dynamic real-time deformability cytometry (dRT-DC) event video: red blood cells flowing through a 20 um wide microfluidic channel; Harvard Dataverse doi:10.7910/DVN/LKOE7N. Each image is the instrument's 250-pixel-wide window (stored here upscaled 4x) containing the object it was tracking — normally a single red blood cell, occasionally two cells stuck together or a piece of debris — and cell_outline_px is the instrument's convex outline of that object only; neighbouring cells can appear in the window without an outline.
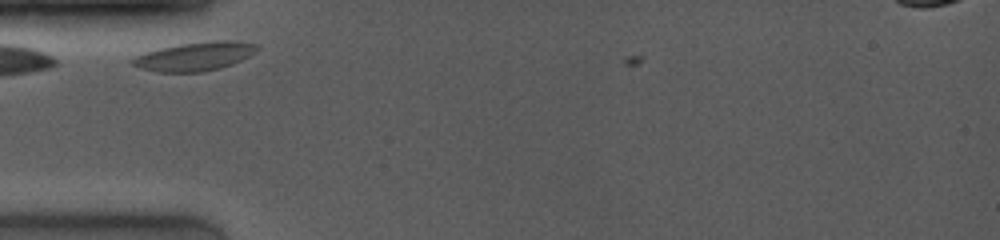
{"species": "common noctule bat (a hibernating species)", "species_latin": "Nyctalus noctula", "temperature_condition": "room temperature", "stored_images_in_passage": 7, "camera_frame_rate_fps": 4000, "um_per_image_px": 0.085, "animal": {"sex": "female", "body_mass_g": 19.0, "forearm_length_mm": 53.3}, "frame": {"image": 1, "passage_image": 5, "time_ms": 2.25, "image_size_px": [1000, 240], "cell_outline_px": [[260, 48], [256, 52], [232, 64], [220, 68], [204, 72], [156, 72], [140, 68], [132, 64], [132, 60], [136, 56], [160, 48], [180, 44], [216, 40], [224, 40], [256, 44]], "centroid_in_image_um": [16.57, 4.8], "position_along_channel_um": 68.4, "area_um2": 20.58}}